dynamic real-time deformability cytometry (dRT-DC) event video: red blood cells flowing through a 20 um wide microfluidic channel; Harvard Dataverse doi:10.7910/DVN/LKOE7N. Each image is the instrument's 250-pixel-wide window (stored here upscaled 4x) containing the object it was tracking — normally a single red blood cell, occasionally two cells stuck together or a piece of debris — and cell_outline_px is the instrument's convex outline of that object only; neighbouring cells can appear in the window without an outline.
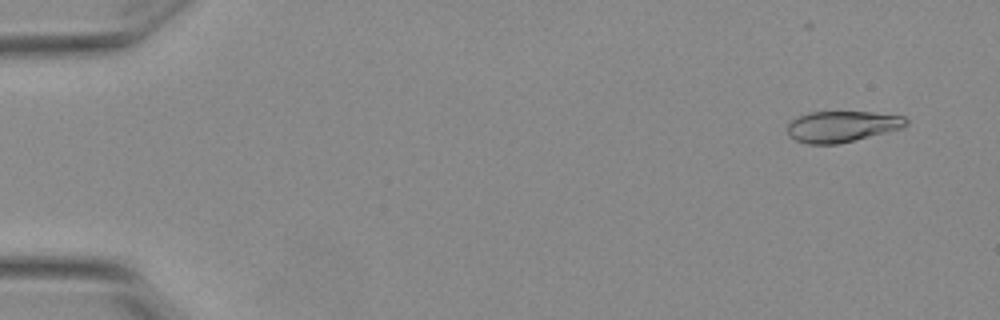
{"species": "Egyptian fruit bat (a non-hibernating species)", "species_latin": "Rousettus aegyptiacus", "temperature_condition": "warm", "stored_images_in_passage": 4, "camera_frame_rate_fps": 3000, "um_per_image_px": 0.085, "animal": {"sex": "female"}, "frame": {"image": 1, "passage_image": 1, "time_ms": 0.0, "image_size_px": [1000, 320], "cell_outline_px": [[908, 124], [904, 128], [836, 144], [808, 144], [796, 140], [788, 136], [788, 124], [792, 120], [808, 112], [872, 112], [904, 116], [908, 120]], "centroid_in_image_um": [71.59, 10.74], "position_along_channel_um": 13.4, "area_um2": 21.39}}